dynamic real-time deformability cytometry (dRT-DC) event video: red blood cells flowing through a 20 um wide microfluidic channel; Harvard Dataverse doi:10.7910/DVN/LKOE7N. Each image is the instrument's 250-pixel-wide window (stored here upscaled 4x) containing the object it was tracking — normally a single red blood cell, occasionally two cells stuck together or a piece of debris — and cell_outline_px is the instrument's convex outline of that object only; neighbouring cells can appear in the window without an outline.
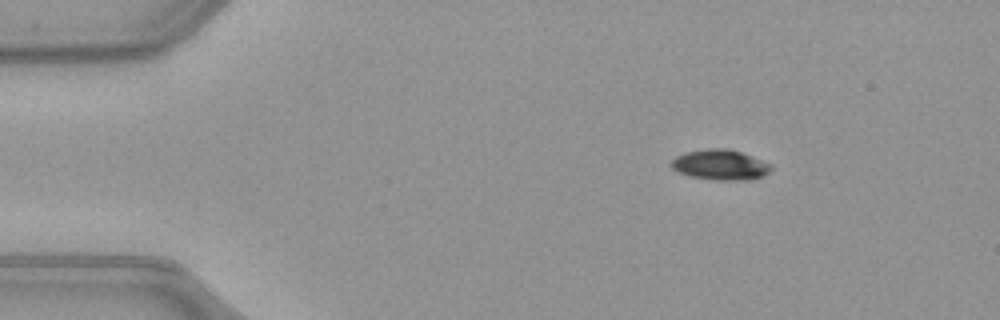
{"species": "common noctule bat (a hibernating species)", "species_latin": "Nyctalus noctula", "temperature_condition": "warm", "stored_images_in_passage": 45, "camera_frame_rate_fps": 3000, "um_per_image_px": 0.085, "animal": {"sex": "female", "body_mass_g": 21.9}, "frame": {"image": 1, "passage_image": 1, "time_ms": 0.0, "image_size_px": [1000, 320], "cell_outline_px": [[772, 168], [764, 176], [748, 180], [712, 180], [692, 176], [676, 172], [668, 164], [676, 156], [684, 152], [708, 148], [724, 148], [740, 152], [752, 156], [772, 164]], "centroid_in_image_um": [61.2, 14.01], "position_along_channel_um": 23.8, "area_um2": 17.8}}
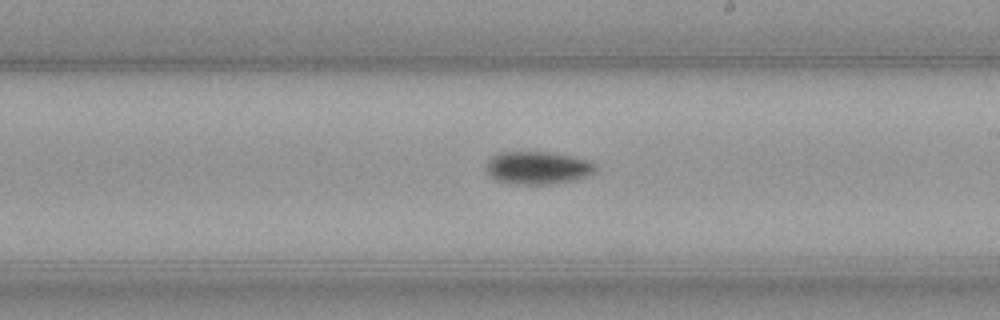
{"frame": {"image": 2, "passage_image": 23, "time_ms": 7.333, "image_size_px": [1000, 320], "cell_outline_px": [[596, 168], [588, 176], [572, 180], [552, 184], [508, 184], [492, 180], [488, 176], [484, 168], [488, 160], [492, 156], [500, 152], [548, 152], [572, 156], [588, 160], [596, 164]], "centroid_in_image_um": [45.62, 14.27], "position_along_channel_um": 243.4, "area_um2": 21.21}}
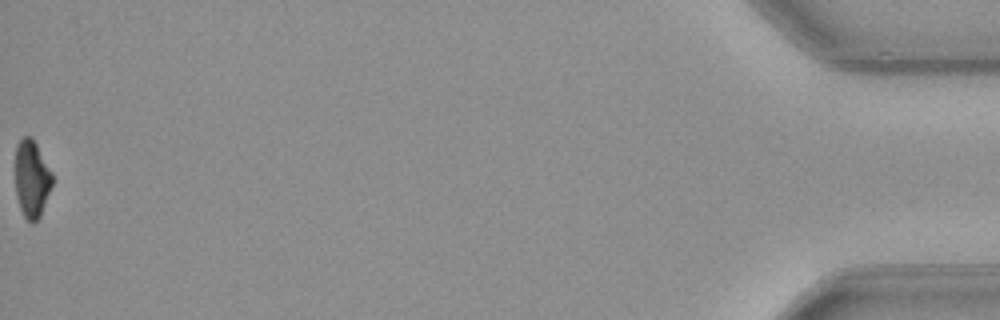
{"frame": {"image": 3, "passage_image": 45, "time_ms": 14.667, "image_size_px": [1000, 320], "cell_outline_px": [[52, 184], [40, 216], [32, 224], [24, 216], [20, 208], [16, 196], [16, 144], [24, 136], [32, 136], [52, 172]], "centroid_in_image_um": [2.69, 15.18], "position_along_channel_um": 432.5, "area_um2": 16.53}, "authors_computed_cell_mechanics": {"area_um2": 19.1896, "velocity_mm_per_s": 4.0348, "shape_relaxation_time_tau1_ms": 2.0875, "shape_relaxation_time_tau2_ms": null, "deformation_change_tau1": 0.1327, "deformation_change_tau2": null}}